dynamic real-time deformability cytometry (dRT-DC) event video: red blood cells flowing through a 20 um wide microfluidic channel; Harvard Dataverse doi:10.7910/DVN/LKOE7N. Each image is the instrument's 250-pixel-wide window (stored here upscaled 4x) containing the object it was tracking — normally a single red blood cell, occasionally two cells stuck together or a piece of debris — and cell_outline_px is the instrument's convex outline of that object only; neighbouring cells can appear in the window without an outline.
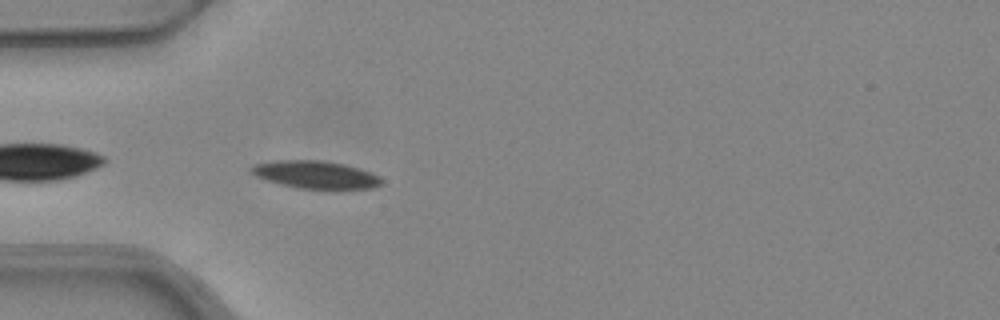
{"species": "common noctule bat (a hibernating species)", "species_latin": "Nyctalus noctula", "temperature_condition": "warm", "stored_images_in_passage": 39, "camera_frame_rate_fps": 3000, "um_per_image_px": 0.085, "animal": {"sex": "female", "body_mass_g": 24.6, "forearm_length_mm": 56.2}, "frame": {"image": 1, "passage_image": 2, "time_ms": 0.333, "image_size_px": [1000, 320], "cell_outline_px": [[384, 180], [380, 184], [372, 188], [296, 188], [280, 184], [256, 176], [248, 168], [256, 164], [276, 160], [320, 160], [344, 164], [360, 168], [372, 172], [380, 176]], "centroid_in_image_um": [26.84, 14.83], "position_along_channel_um": 58.2, "area_um2": 20.81}}
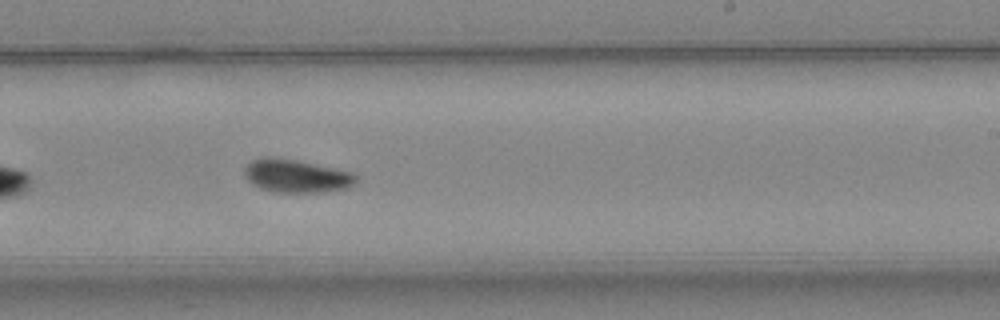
{"frame": {"image": 2, "passage_image": 18, "time_ms": 5.667, "image_size_px": [1000, 320], "cell_outline_px": [[356, 184], [348, 188], [324, 192], [276, 192], [260, 188], [252, 184], [244, 176], [244, 168], [252, 160], [264, 156], [272, 156], [296, 160], [352, 172], [356, 176]], "centroid_in_image_um": [25.17, 14.95], "position_along_channel_um": 263.8, "area_um2": 21.62}}
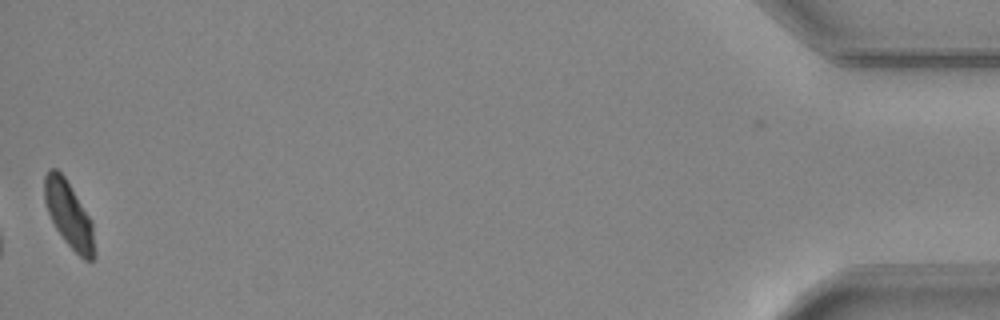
{"frame": {"image": 3, "passage_image": 38, "time_ms": 12.333, "image_size_px": [1000, 320], "cell_outline_px": [[96, 256], [92, 260], [84, 260], [64, 240], [56, 228], [48, 212], [44, 200], [44, 176], [48, 168], [56, 168], [64, 176], [92, 220], [96, 252]], "centroid_in_image_um": [5.87, 18.24], "position_along_channel_um": 429.3, "area_um2": 19.31}, "authors_computed_cell_mechanics": {"area_um2": 20.9236, "velocity_mm_per_s": 3.9368, "shape_relaxation_time_tau1_ms": 5.5835, "shape_relaxation_time_tau2_ms": null, "deformation_change_tau1": 0.1365, "deformation_change_tau2": null}}